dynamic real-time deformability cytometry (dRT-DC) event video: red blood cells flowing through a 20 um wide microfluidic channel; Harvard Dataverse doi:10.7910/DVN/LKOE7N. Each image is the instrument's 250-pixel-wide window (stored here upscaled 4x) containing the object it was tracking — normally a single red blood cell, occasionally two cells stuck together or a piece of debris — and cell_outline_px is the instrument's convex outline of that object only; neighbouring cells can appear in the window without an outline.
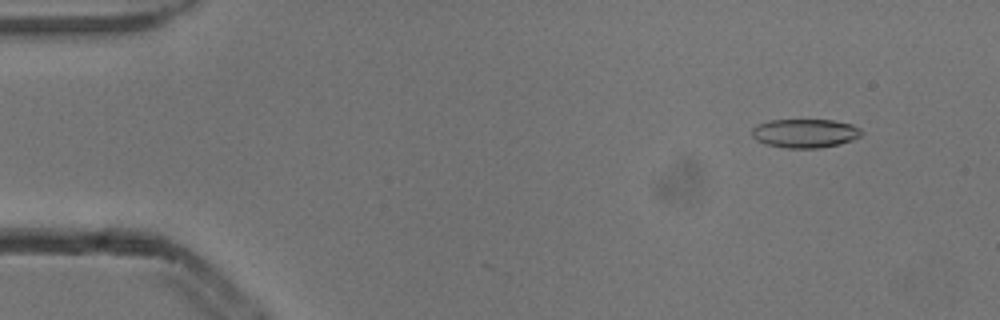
{"species": "common noctule bat (a hibernating species)", "species_latin": "Nyctalus noctula", "temperature_condition": "cold", "stored_images_in_passage": 5, "camera_frame_rate_fps": 3000, "um_per_image_px": 0.085, "animal": {"sex": "male", "body_mass_g": 13.3}, "frame": {"image": 1, "passage_image": 2, "time_ms": 0.333, "image_size_px": [1000, 320], "cell_outline_px": [[864, 132], [860, 136], [852, 140], [840, 144], [820, 148], [784, 148], [764, 144], [756, 140], [752, 136], [752, 128], [756, 124], [768, 120], [832, 120], [852, 124], [860, 128]], "centroid_in_image_um": [68.41, 11.33], "position_along_channel_um": 16.6, "area_um2": 18.67}}
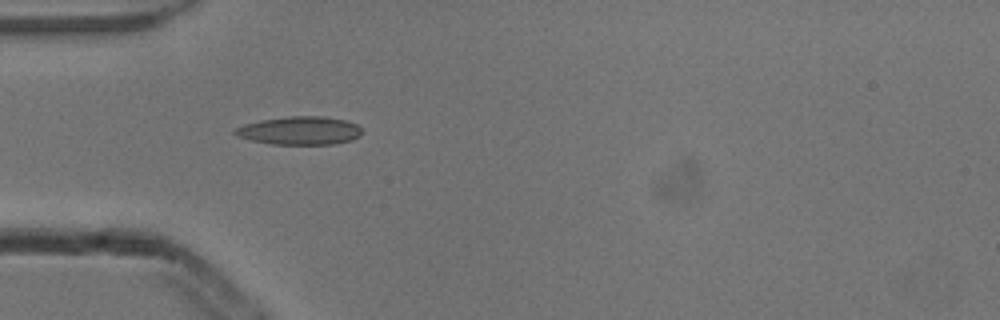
{"frame": {"image": 2, "passage_image": 5, "time_ms": 1.333, "image_size_px": [1000, 320], "cell_outline_px": [[364, 132], [360, 136], [352, 140], [332, 144], [272, 144], [252, 140], [240, 136], [232, 132], [236, 128], [244, 124], [260, 120], [288, 116], [324, 116], [348, 120], [356, 124]], "centroid_in_image_um": [25.53, 11.09], "position_along_channel_um": 59.5, "area_um2": 20.92}}